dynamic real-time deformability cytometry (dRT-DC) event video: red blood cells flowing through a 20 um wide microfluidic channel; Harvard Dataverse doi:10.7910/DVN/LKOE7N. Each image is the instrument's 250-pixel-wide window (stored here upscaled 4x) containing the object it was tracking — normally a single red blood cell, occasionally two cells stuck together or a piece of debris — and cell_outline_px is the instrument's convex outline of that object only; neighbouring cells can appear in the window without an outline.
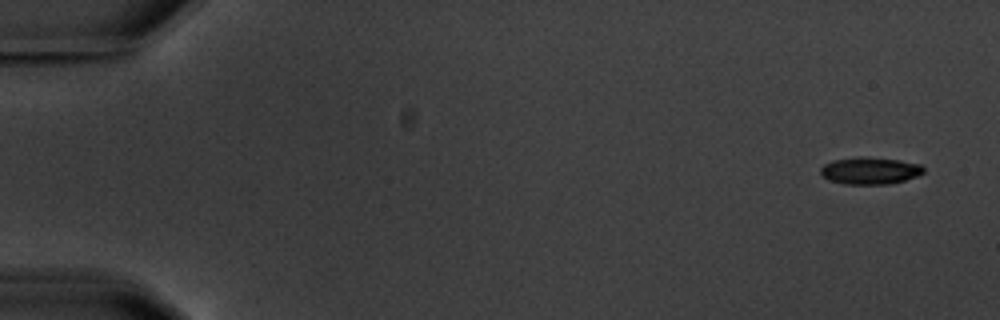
{"species": "common noctule bat (a hibernating species)", "species_latin": "Nyctalus noctula", "temperature_condition": "warm", "stored_images_in_passage": 5, "segment_of_instrument_passage": [1, 2], "camera_frame_rate_fps": 3000, "um_per_image_px": 0.085, "animal": {"sex": "male", "body_mass_g": 20.1, "forearm_length_mm": 53.5}, "frame": {"image": 1, "passage_image": 1, "time_ms": 0.0, "image_size_px": [1000, 320], "cell_outline_px": [[924, 172], [916, 176], [904, 180], [888, 184], [844, 184], [828, 180], [820, 172], [820, 168], [824, 164], [832, 160], [860, 156], [896, 160], [920, 164], [924, 168]], "centroid_in_image_um": [73.91, 14.51], "position_along_channel_um": 11.1, "area_um2": 16.13}}
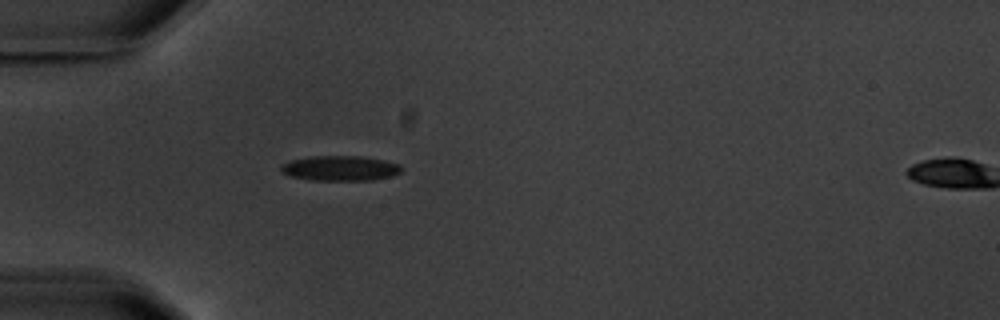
{"frame": {"image": 2, "passage_image": 4, "time_ms": 5.0, "image_size_px": [1000, 320], "cell_outline_px": [[404, 168], [400, 172], [388, 176], [372, 180], [308, 180], [288, 176], [280, 168], [280, 164], [292, 160], [308, 156], [360, 156], [384, 160], [400, 164]], "centroid_in_image_um": [28.89, 14.3], "position_along_channel_um": 56.1, "area_um2": 17.63}}